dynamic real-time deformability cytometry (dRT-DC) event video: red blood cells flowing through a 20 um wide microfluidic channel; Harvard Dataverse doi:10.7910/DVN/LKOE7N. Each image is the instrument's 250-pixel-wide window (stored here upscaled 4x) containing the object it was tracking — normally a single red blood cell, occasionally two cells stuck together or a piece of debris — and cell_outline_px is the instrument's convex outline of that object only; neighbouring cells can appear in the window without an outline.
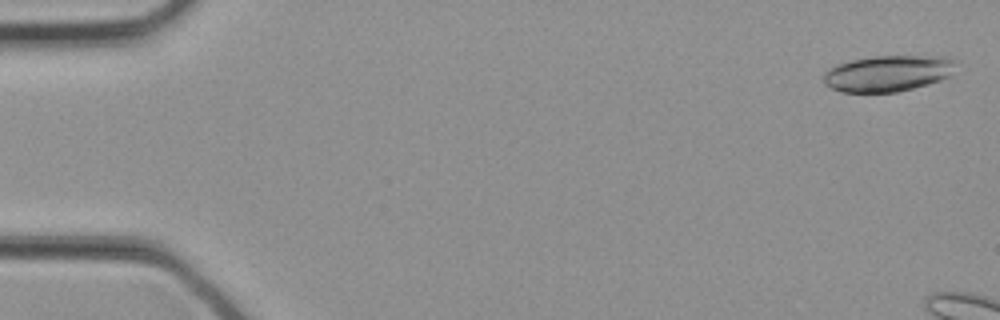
{"species": "common noctule bat (a hibernating species)", "species_latin": "Nyctalus noctula", "temperature_condition": "cold", "stored_images_in_passage": 5, "camera_frame_rate_fps": 3000, "um_per_image_px": 0.085, "animal": {"sex": "female", "body_mass_g": 21.9}, "frame": {"image": 1, "passage_image": 1, "time_ms": 0.0, "image_size_px": [1000, 320], "cell_outline_px": [[956, 60], [952, 76], [928, 84], [896, 92], [840, 92], [824, 84], [824, 72], [828, 68], [836, 64], [852, 60], [876, 56], [952, 56]], "centroid_in_image_um": [75.5, 6.23], "position_along_channel_um": 9.5, "area_um2": 28.09}}